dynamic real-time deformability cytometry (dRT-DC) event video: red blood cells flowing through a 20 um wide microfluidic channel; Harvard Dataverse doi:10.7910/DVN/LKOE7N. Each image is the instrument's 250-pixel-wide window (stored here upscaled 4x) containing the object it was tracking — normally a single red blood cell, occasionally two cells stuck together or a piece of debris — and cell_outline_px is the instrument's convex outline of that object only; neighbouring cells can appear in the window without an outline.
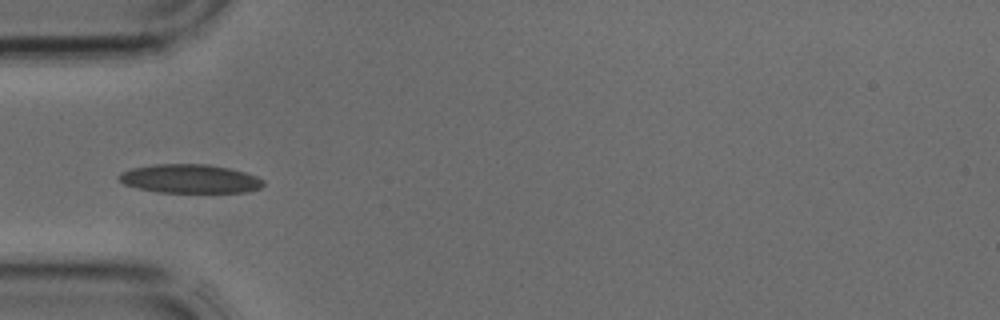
{"species": "common noctule bat (a hibernating species)", "species_latin": "Nyctalus noctula", "temperature_condition": "cold", "stored_images_in_passage": 2, "camera_frame_rate_fps": 3000, "um_per_image_px": 0.085, "animal": {"sex": "male", "body_mass_g": 17.9, "forearm_length_mm": 54.2}, "frame": {"image": 1, "passage_image": 2, "time_ms": 0.333, "image_size_px": [1000, 320], "cell_outline_px": [[264, 184], [260, 188], [244, 192], [160, 192], [140, 188], [124, 184], [116, 176], [120, 172], [132, 168], [156, 164], [208, 164], [228, 168], [244, 172], [256, 176], [264, 180]], "centroid_in_image_um": [16.14, 15.19], "position_along_channel_um": 68.9, "area_um2": 24.04}}